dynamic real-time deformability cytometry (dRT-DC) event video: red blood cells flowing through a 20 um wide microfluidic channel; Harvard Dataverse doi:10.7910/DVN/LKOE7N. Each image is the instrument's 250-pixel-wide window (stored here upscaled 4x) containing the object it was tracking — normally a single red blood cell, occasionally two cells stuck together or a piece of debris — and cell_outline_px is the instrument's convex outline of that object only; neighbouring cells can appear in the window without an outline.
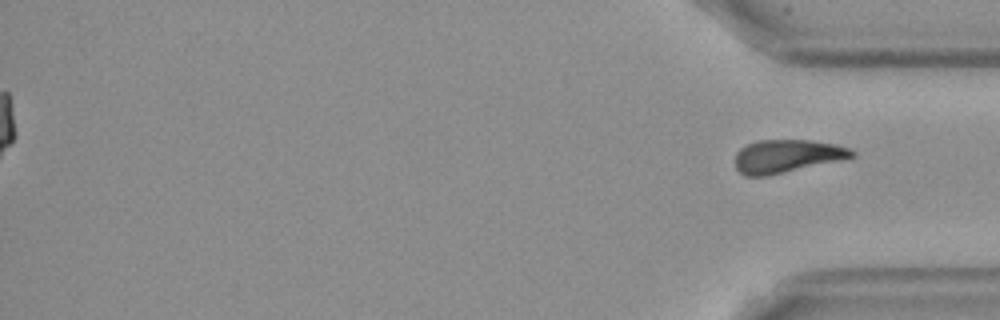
{"species": "Egyptian fruit bat (a non-hibernating species)", "species_latin": "Rousettus aegyptiacus", "temperature_condition": "cold", "stored_images_in_passage": 59, "segment_of_instrument_passage": [2, 2], "camera_frame_rate_fps": 3000, "um_per_image_px": 0.085, "frame": {"image": 1, "passage_image": 59, "time_ms": 19.333, "image_size_px": [1000, 320], "cell_outline_px": [[856, 156], [840, 160], [768, 176], [744, 176], [736, 168], [736, 152], [740, 148], [756, 140], [808, 140], [836, 144], [852, 148], [856, 152]], "centroid_in_image_um": [66.9, 13.27], "position_along_channel_um": 368.3, "area_um2": 22.6}}